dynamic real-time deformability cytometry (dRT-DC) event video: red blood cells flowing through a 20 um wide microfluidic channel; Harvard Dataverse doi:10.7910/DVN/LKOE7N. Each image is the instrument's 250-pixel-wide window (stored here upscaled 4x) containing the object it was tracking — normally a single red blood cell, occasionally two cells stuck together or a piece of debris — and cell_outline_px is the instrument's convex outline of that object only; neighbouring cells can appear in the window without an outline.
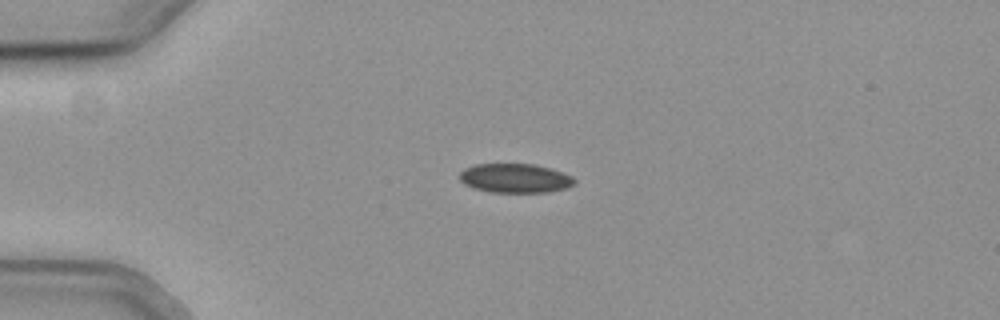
{"species": "common noctule bat (a hibernating species)", "species_latin": "Nyctalus noctula", "temperature_condition": "cold", "stored_images_in_passage": 42, "camera_frame_rate_fps": 3000, "um_per_image_px": 0.085, "animal": {"sex": "female", "body_mass_g": 19.3, "forearm_length_mm": 54.1}, "frame": {"image": 1, "passage_image": 1, "time_ms": 0.0, "image_size_px": [1000, 320], "cell_outline_px": [[576, 184], [568, 188], [548, 192], [492, 192], [472, 188], [464, 184], [460, 180], [460, 172], [464, 168], [476, 164], [536, 164], [552, 168], [564, 172], [572, 176], [576, 180]], "centroid_in_image_um": [43.83, 15.14], "position_along_channel_um": 41.2, "area_um2": 19.83}}
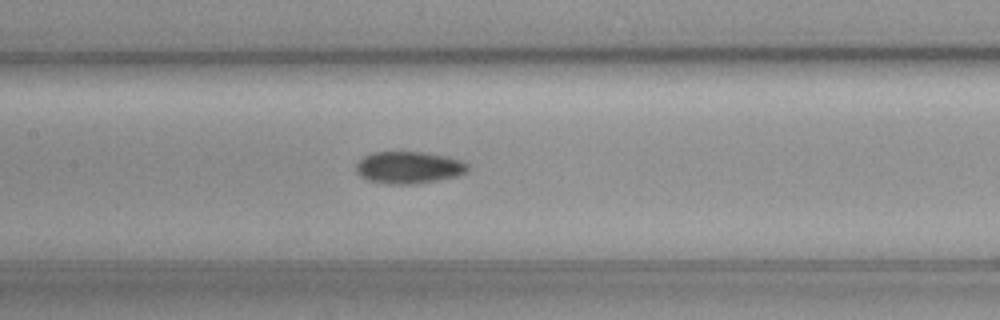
{"frame": {"image": 2, "passage_image": 14, "time_ms": 4.333, "image_size_px": [1000, 320], "cell_outline_px": [[468, 172], [456, 176], [416, 184], [388, 184], [368, 180], [360, 176], [356, 172], [356, 164], [364, 156], [372, 152], [420, 152], [448, 156], [460, 160], [468, 164]], "centroid_in_image_um": [34.74, 14.24], "position_along_channel_um": 172.7, "area_um2": 20.87}}
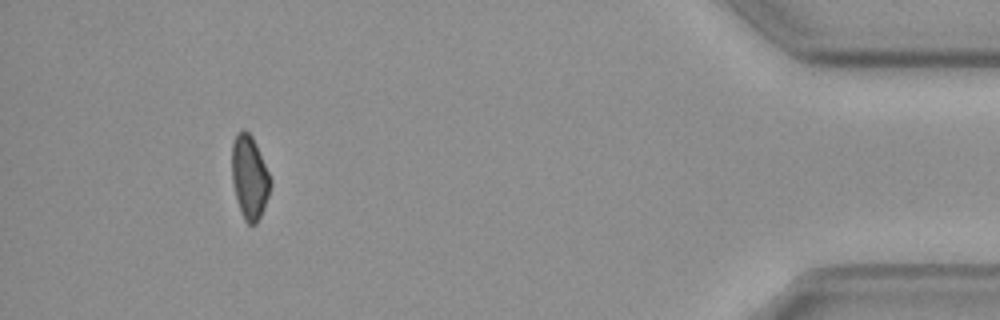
{"frame": {"image": 3, "passage_image": 38, "time_ms": 12.333, "image_size_px": [1000, 320], "cell_outline_px": [[272, 184], [264, 208], [256, 224], [248, 224], [244, 220], [240, 212], [232, 184], [232, 144], [236, 132], [248, 132], [252, 136], [256, 144], [272, 180]], "centroid_in_image_um": [21.2, 15.09], "position_along_channel_um": 414.0, "area_um2": 18.79}}